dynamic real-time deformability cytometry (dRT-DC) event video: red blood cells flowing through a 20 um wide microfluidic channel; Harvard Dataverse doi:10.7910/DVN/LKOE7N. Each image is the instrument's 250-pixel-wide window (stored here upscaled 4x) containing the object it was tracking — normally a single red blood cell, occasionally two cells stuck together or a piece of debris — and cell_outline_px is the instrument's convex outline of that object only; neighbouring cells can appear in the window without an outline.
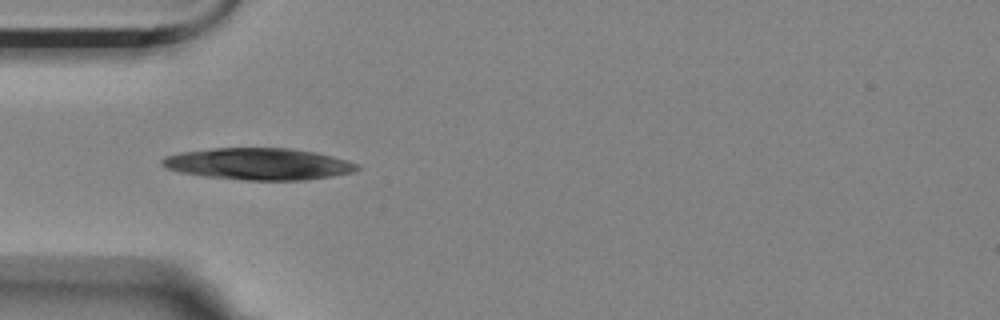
{"species": "Egyptian fruit bat (a non-hibernating species)", "species_latin": "Rousettus aegyptiacus", "temperature_condition": "room temperature", "stored_images_in_passage": 5, "camera_frame_rate_fps": 3000, "um_per_image_px": 0.085, "animal": {"sex": "female"}, "frame": {"image": 1, "passage_image": 5, "time_ms": 1.333, "image_size_px": [1000, 320], "cell_outline_px": [[360, 168], [352, 172], [332, 176], [304, 180], [244, 180], [204, 176], [180, 172], [168, 168], [160, 164], [160, 160], [164, 156], [180, 152], [216, 148], [288, 148], [316, 152], [332, 156], [360, 164]], "centroid_in_image_um": [21.97, 13.93], "position_along_channel_um": 63.0, "area_um2": 36.07}}